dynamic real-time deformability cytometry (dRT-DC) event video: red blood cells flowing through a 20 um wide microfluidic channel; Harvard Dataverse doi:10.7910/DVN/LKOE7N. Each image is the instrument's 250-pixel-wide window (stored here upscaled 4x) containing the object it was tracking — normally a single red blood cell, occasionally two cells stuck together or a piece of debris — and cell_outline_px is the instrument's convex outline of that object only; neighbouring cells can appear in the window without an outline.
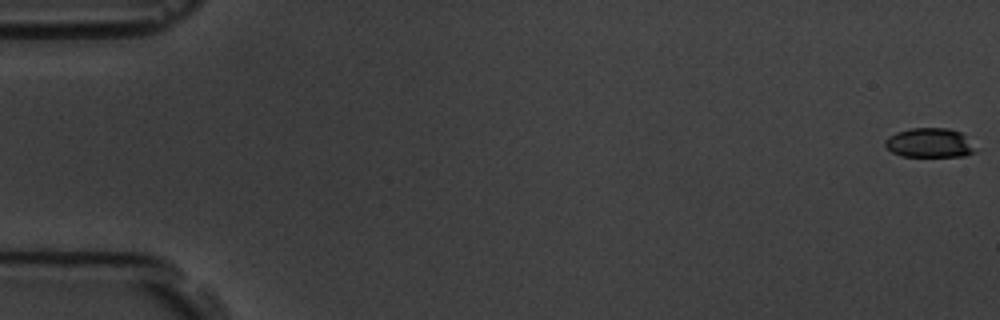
{"species": "common noctule bat (a hibernating species)", "species_latin": "Nyctalus noctula", "temperature_condition": "room temperature", "stored_images_in_passage": 57, "camera_frame_rate_fps": 3000, "um_per_image_px": 0.085, "animal": {"sex": "male", "body_mass_g": 19.5, "forearm_length_mm": 54.6}, "frame": {"image": 1, "passage_image": 1, "time_ms": 0.0, "image_size_px": [1000, 320], "cell_outline_px": [[976, 152], [964, 156], [900, 156], [892, 152], [884, 144], [884, 140], [888, 136], [896, 132], [912, 128], [948, 128], [960, 132], [964, 136]], "centroid_in_image_um": [78.95, 12.14], "position_along_channel_um": 6.0, "area_um2": 15.26}}
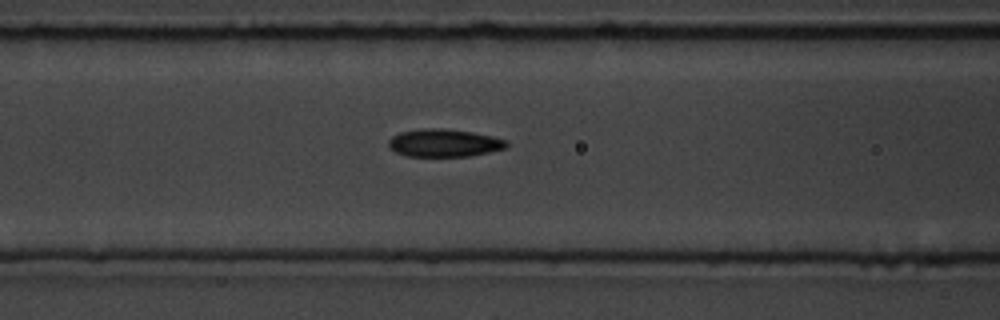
{"frame": {"image": 2, "passage_image": 24, "time_ms": 7.667, "image_size_px": [1000, 320], "cell_outline_px": [[508, 144], [504, 148], [488, 152], [468, 156], [404, 156], [396, 152], [388, 144], [388, 140], [392, 136], [400, 132], [424, 128], [444, 128], [472, 132], [492, 136], [508, 140]], "centroid_in_image_um": [37.74, 12.14], "position_along_channel_um": 128.9, "area_um2": 19.02}}
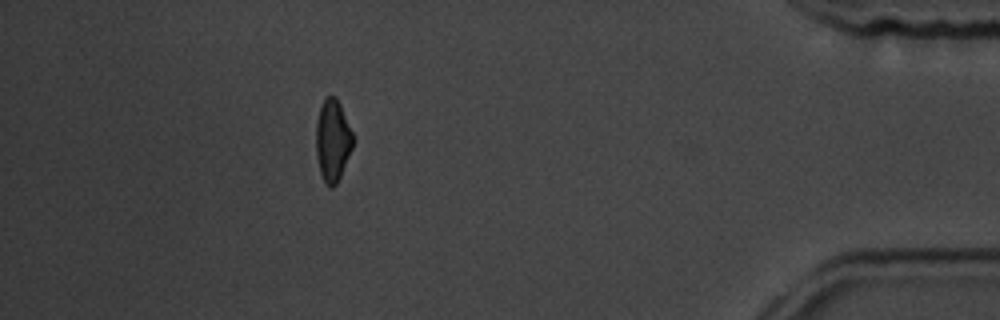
{"frame": {"image": 3, "passage_image": 51, "time_ms": 16.667, "image_size_px": [1000, 320], "cell_outline_px": [[352, 148], [340, 176], [336, 184], [332, 188], [328, 188], [320, 172], [316, 152], [316, 120], [324, 96], [336, 96], [340, 104], [352, 132]], "centroid_in_image_um": [28.25, 11.92], "position_along_channel_um": 406.9, "area_um2": 17.46}, "authors_computed_cell_mechanics": {"area_um2": 18.2648, "velocity_mm_per_s": 3.6621, "shape_relaxation_time_tau1_ms": 3.2873, "shape_relaxation_time_tau2_ms": 1.4882, "deformation_change_tau1": 0.1508, "deformation_change_tau2": 0.0858}}